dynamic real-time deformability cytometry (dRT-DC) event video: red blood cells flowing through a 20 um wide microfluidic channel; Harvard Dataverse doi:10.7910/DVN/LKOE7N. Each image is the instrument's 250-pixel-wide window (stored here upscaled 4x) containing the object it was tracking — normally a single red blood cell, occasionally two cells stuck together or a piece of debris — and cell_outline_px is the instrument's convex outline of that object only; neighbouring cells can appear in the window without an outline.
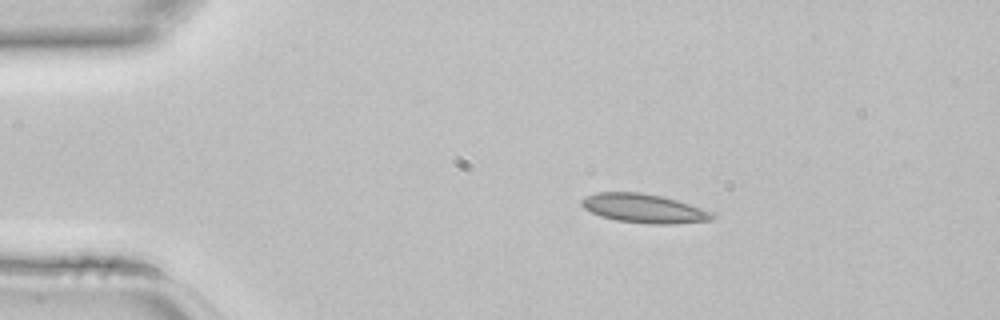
{"species": "common noctule bat (a hibernating species)", "species_latin": "Nyctalus noctula", "temperature_condition": "room temperature", "stored_images_in_passage": 37, "camera_frame_rate_fps": 3000, "um_per_image_px": 0.085, "animal": {"sex": "female", "body_mass_g": 22.7, "forearm_length_mm": 54.2}, "frame": {"image": 1, "passage_image": 1, "time_ms": 0.0, "image_size_px": [1000, 320], "cell_outline_px": [[716, 216], [712, 220], [676, 224], [648, 224], [616, 220], [600, 216], [584, 208], [580, 204], [580, 200], [584, 196], [596, 192], [640, 192], [660, 196], [676, 200], [716, 212]], "centroid_in_image_um": [54.75, 17.72], "position_along_channel_um": 30.3, "area_um2": 22.31}}
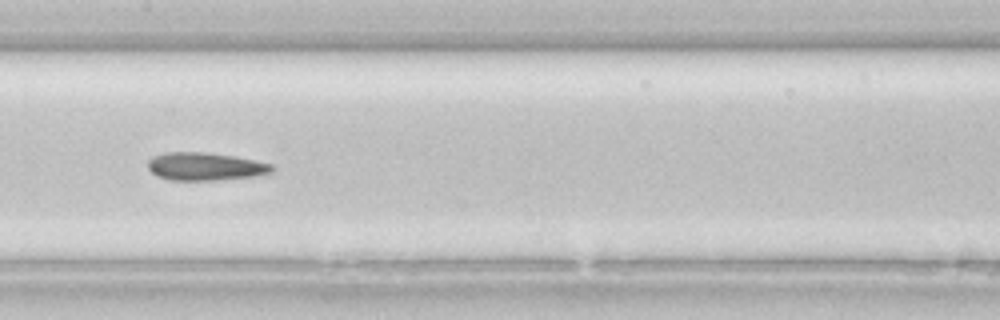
{"frame": {"image": 2, "passage_image": 15, "time_ms": 4.667, "image_size_px": [1000, 320], "cell_outline_px": [[276, 168], [272, 172], [252, 176], [216, 180], [168, 180], [156, 176], [148, 168], [148, 160], [152, 156], [164, 152], [204, 152], [232, 156], [272, 164]], "centroid_in_image_um": [17.39, 14.15], "position_along_channel_um": 190.0, "area_um2": 20.11}}
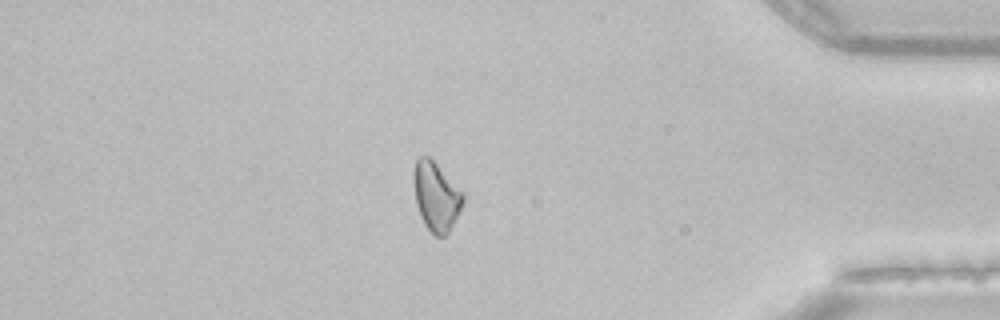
{"frame": {"image": 3, "passage_image": 31, "time_ms": 10.0, "image_size_px": [1000, 320], "cell_outline_px": [[464, 200], [460, 212], [448, 232], [444, 236], [436, 236], [424, 224], [420, 216], [416, 204], [412, 176], [416, 160], [420, 156], [428, 156], [464, 192]], "centroid_in_image_um": [37.06, 16.69], "position_along_channel_um": 398.1, "area_um2": 19.77}}